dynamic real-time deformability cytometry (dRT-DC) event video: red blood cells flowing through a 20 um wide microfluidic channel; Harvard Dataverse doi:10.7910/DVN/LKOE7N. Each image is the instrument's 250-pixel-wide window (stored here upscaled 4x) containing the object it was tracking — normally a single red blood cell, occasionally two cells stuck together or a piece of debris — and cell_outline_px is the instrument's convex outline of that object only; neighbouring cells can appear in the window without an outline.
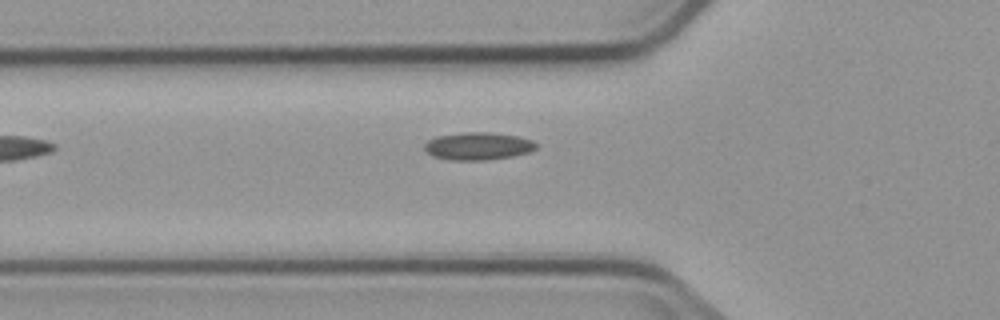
{"species": "common noctule bat (a hibernating species)", "species_latin": "Nyctalus noctula", "temperature_condition": "cold", "stored_images_in_passage": 3, "camera_frame_rate_fps": 3000, "um_per_image_px": 0.085, "animal": {"sex": "male", "body_mass_g": 23.1, "forearm_length_mm": 52.7}, "frame": {"image": 1, "passage_image": 3, "time_ms": 3.0, "image_size_px": [1000, 320], "cell_outline_px": [[536, 148], [528, 152], [512, 156], [484, 160], [452, 160], [432, 156], [424, 148], [424, 144], [428, 140], [436, 136], [464, 132], [488, 132], [516, 136], [532, 140], [536, 144]], "centroid_in_image_um": [40.6, 12.41], "position_along_channel_um": 85.2, "area_um2": 17.8}}